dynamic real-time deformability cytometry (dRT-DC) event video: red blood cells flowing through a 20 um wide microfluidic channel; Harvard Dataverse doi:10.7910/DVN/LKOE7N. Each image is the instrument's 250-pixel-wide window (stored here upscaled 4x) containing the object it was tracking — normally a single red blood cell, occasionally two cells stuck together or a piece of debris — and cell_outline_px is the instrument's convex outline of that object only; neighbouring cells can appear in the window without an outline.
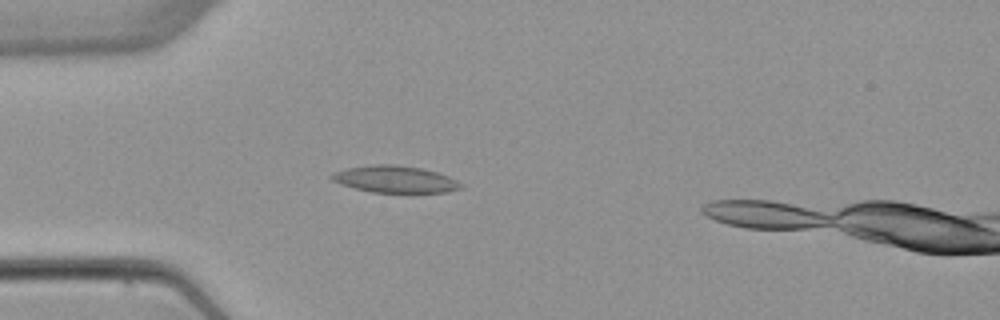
{"species": "common noctule bat (a hibernating species)", "species_latin": "Nyctalus noctula", "temperature_condition": "warm", "stored_images_in_passage": 4, "camera_frame_rate_fps": 3000, "um_per_image_px": 0.085, "animal": {"sex": "female", "body_mass_g": 22.7, "forearm_length_mm": 54.2}, "frame": {"image": 1, "passage_image": 4, "time_ms": 3.667, "image_size_px": [1000, 320], "cell_outline_px": [[464, 188], [448, 192], [408, 196], [372, 192], [340, 184], [332, 180], [328, 176], [332, 172], [348, 168], [376, 164], [392, 164], [420, 168], [436, 172], [448, 176], [464, 184]], "centroid_in_image_um": [33.65, 15.3], "position_along_channel_um": 51.4, "area_um2": 21.27}}